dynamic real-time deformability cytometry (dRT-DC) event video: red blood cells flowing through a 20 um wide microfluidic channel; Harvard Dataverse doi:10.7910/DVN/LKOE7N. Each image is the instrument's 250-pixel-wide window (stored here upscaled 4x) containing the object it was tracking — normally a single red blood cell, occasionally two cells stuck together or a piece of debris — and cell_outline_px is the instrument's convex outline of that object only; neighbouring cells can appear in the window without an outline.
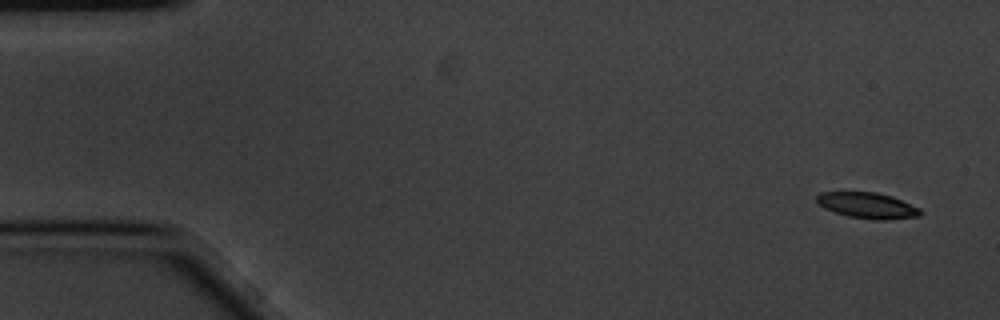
{"species": "common noctule bat (a hibernating species)", "species_latin": "Nyctalus noctula", "temperature_condition": "cold", "stored_images_in_passage": 6, "camera_frame_rate_fps": 3000, "um_per_image_px": 0.085, "animal": {"sex": "male", "body_mass_g": 20.1, "forearm_length_mm": 53.5}, "frame": {"image": 1, "passage_image": 1, "time_ms": 0.0, "image_size_px": [1000, 320], "cell_outline_px": [[924, 212], [920, 216], [884, 220], [876, 220], [848, 216], [824, 208], [816, 200], [816, 196], [820, 192], [876, 192], [892, 196], [920, 208]], "centroid_in_image_um": [73.77, 17.46], "position_along_channel_um": 11.2, "area_um2": 15.61}}
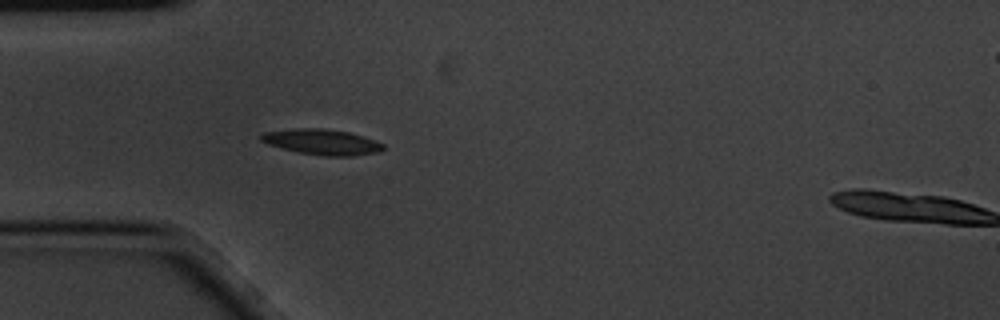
{"frame": {"image": 2, "passage_image": 5, "time_ms": 1.333, "image_size_px": [1000, 320], "cell_outline_px": [[384, 148], [376, 152], [352, 156], [324, 156], [300, 152], [268, 144], [260, 140], [260, 136], [264, 132], [296, 128], [324, 128], [348, 132], [364, 136], [384, 144]], "centroid_in_image_um": [27.37, 12.06], "position_along_channel_um": 57.6, "area_um2": 17.98}}